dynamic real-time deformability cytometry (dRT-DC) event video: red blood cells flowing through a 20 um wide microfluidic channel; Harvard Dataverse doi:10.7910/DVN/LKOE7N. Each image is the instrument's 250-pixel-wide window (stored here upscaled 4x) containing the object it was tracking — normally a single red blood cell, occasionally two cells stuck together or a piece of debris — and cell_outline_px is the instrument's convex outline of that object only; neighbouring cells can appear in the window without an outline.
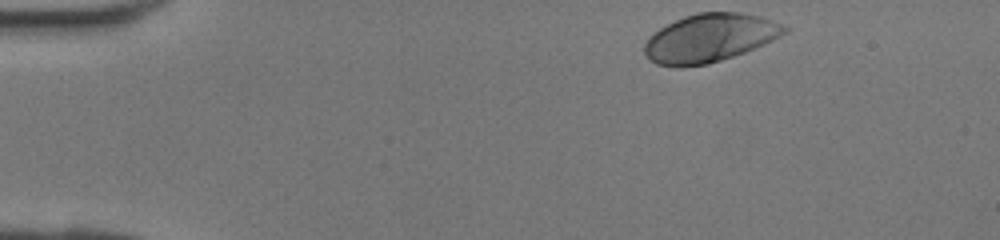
{"species": "human", "species_latin": "Homo sapiens", "temperature_condition": "room temperature", "stored_images_in_passage": 37, "camera_frame_rate_fps": 3000, "um_per_image_px": 0.085, "donor": {"sex": "female"}, "frame": {"image": 1, "passage_image": 1, "time_ms": 0.0, "image_size_px": [1000, 240], "cell_outline_px": [[792, 28], [788, 32], [764, 44], [744, 52], [708, 64], [680, 68], [656, 64], [648, 60], [644, 52], [644, 44], [660, 28], [684, 16], [696, 12], [740, 12], [756, 16]], "centroid_in_image_um": [60.3, 3.24], "position_along_channel_um": 24.7, "area_um2": 39.13}}
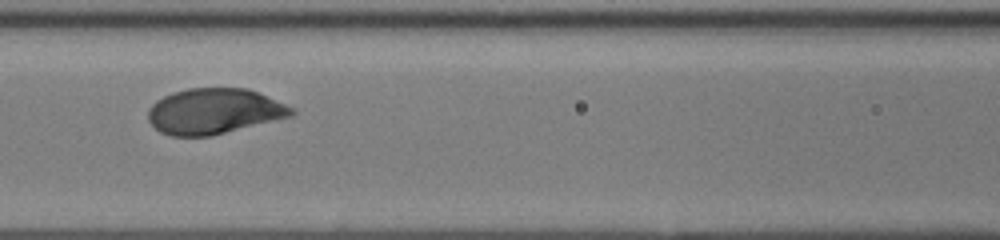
{"frame": {"image": 2, "passage_image": 14, "time_ms": 4.333, "image_size_px": [1000, 240], "cell_outline_px": [[296, 112], [292, 116], [212, 136], [172, 136], [160, 132], [148, 120], [148, 108], [156, 100], [172, 92], [188, 88], [248, 88], [296, 108]], "centroid_in_image_um": [18.21, 9.45], "position_along_channel_um": 148.4, "area_um2": 38.32}}
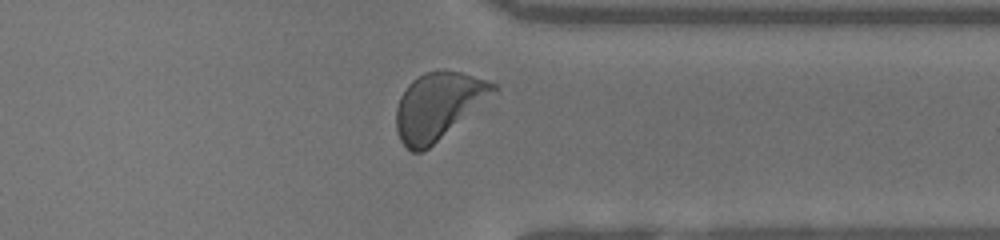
{"frame": {"image": 3, "passage_image": 28, "time_ms": 9.0, "image_size_px": [1000, 240], "cell_outline_px": [[500, 88], [496, 92], [424, 152], [412, 152], [400, 140], [396, 132], [396, 108], [400, 96], [408, 84], [412, 80], [424, 72], [460, 72], [488, 80], [496, 84]], "centroid_in_image_um": [37.22, 9.02], "position_along_channel_um": 374.2, "area_um2": 37.4}}